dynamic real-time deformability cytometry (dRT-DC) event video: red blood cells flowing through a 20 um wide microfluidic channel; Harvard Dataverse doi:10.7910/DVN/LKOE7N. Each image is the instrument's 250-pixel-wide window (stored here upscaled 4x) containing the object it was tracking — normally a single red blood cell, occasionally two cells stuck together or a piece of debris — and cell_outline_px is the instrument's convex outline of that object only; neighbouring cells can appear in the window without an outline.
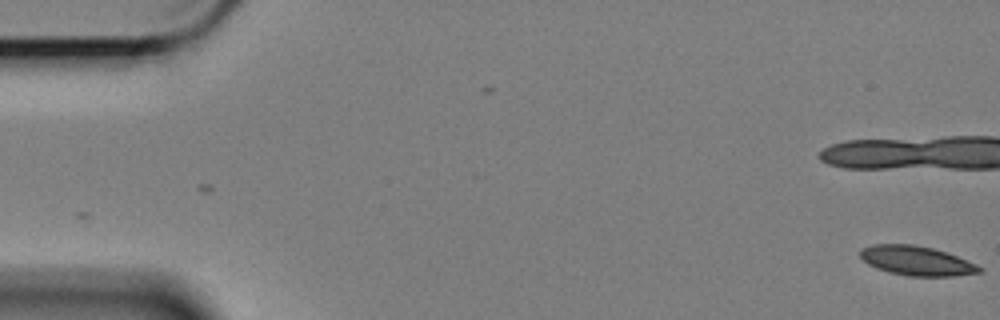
{"species": "Egyptian fruit bat (a non-hibernating species)", "species_latin": "Rousettus aegyptiacus", "temperature_condition": "cold", "stored_images_in_passage": 2, "camera_frame_rate_fps": 3000, "um_per_image_px": 0.085, "animal": {"sex": "female"}, "frame": {"image": 1, "passage_image": 2, "time_ms": 0.333, "image_size_px": [1000, 320], "cell_outline_px": [[984, 272], [952, 276], [908, 276], [888, 272], [876, 268], [868, 264], [860, 256], [860, 248], [872, 244], [912, 244], [932, 248], [948, 252], [976, 264], [984, 268]], "centroid_in_image_um": [77.92, 22.16], "position_along_channel_um": 7.1, "area_um2": 20.63}}